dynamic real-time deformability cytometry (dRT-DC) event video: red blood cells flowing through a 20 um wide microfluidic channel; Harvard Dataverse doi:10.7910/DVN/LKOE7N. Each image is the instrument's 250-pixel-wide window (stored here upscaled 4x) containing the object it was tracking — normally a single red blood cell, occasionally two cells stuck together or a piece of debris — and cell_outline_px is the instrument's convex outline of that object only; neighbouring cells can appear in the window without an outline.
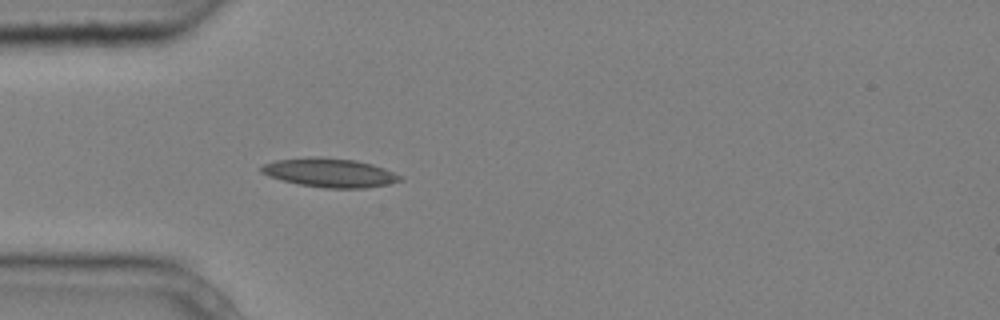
{"species": "common noctule bat (a hibernating species)", "species_latin": "Nyctalus noctula", "temperature_condition": "cold", "stored_images_in_passage": 4, "camera_frame_rate_fps": 3000, "um_per_image_px": 0.085, "animal": {"sex": "male", "body_mass_g": 20.4}, "frame": {"image": 1, "passage_image": 4, "time_ms": 1.0, "image_size_px": [1000, 320], "cell_outline_px": [[404, 180], [388, 184], [364, 188], [324, 188], [300, 184], [268, 176], [260, 172], [260, 168], [264, 164], [276, 160], [308, 156], [320, 156], [356, 160], [372, 164], [384, 168], [404, 176]], "centroid_in_image_um": [28.06, 14.67], "position_along_channel_um": 56.9, "area_um2": 23.58}}